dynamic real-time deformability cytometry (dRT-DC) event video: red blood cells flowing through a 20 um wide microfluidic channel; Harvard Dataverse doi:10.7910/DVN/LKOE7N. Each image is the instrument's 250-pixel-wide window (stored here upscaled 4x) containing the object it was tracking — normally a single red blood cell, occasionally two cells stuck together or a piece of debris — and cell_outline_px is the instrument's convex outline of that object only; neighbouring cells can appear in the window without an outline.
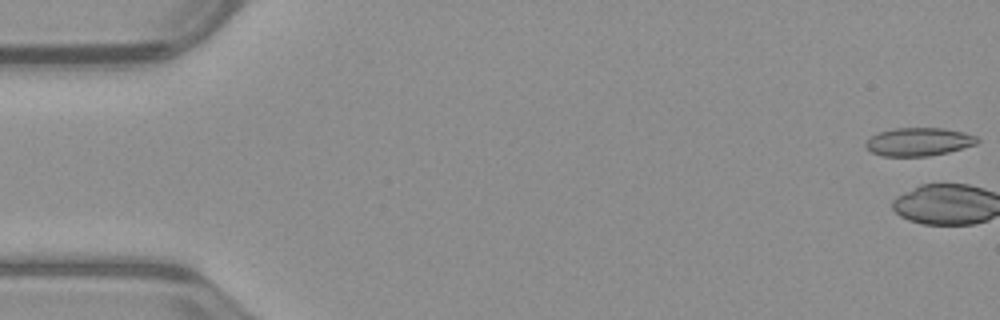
{"species": "common noctule bat (a hibernating species)", "species_latin": "Nyctalus noctula", "temperature_condition": "warm", "stored_images_in_passage": 3, "camera_frame_rate_fps": 3000, "um_per_image_px": 0.085, "animal": {"sex": "male", "body_mass_g": 23.1, "forearm_length_mm": 52.7}, "frame": {"image": 1, "passage_image": 1, "time_ms": 0.0, "image_size_px": [1000, 320], "cell_outline_px": [[980, 140], [976, 144], [948, 152], [928, 156], [884, 156], [872, 152], [864, 144], [872, 136], [880, 132], [896, 128], [944, 128], [964, 132], [976, 136]], "centroid_in_image_um": [78.12, 12.05], "position_along_channel_um": 6.9, "area_um2": 18.15}}